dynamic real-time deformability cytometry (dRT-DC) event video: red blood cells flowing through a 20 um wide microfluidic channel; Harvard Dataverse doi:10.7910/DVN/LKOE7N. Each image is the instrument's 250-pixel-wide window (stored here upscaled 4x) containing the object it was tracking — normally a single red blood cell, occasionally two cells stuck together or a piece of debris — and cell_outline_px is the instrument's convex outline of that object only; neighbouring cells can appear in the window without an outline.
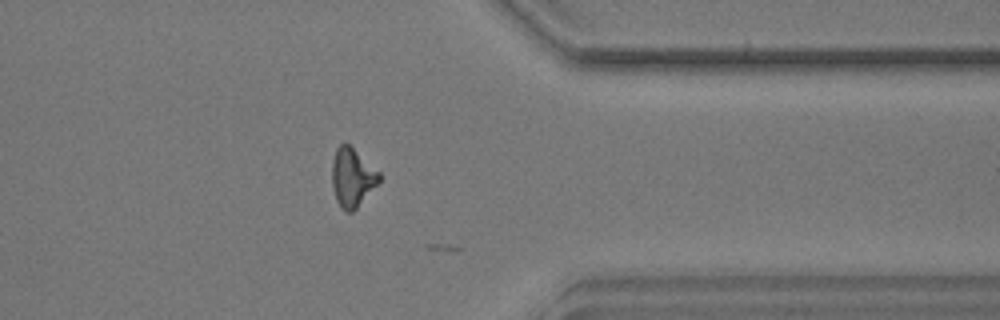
{"species": "common noctule bat (a hibernating species)", "species_latin": "Nyctalus noctula", "temperature_condition": "warm", "stored_images_in_passage": 34, "camera_frame_rate_fps": 3000, "um_per_image_px": 0.085, "animal": {"sex": "male", "body_mass_g": 17.9}, "frame": {"image": 1, "passage_image": 33, "time_ms": 10.667, "image_size_px": [1000, 320], "cell_outline_px": [[380, 180], [356, 208], [352, 212], [344, 212], [340, 208], [336, 200], [332, 184], [332, 160], [336, 148], [340, 144], [348, 144], [380, 172]], "centroid_in_image_um": [29.92, 15.09], "position_along_channel_um": 381.5, "area_um2": 15.95}}